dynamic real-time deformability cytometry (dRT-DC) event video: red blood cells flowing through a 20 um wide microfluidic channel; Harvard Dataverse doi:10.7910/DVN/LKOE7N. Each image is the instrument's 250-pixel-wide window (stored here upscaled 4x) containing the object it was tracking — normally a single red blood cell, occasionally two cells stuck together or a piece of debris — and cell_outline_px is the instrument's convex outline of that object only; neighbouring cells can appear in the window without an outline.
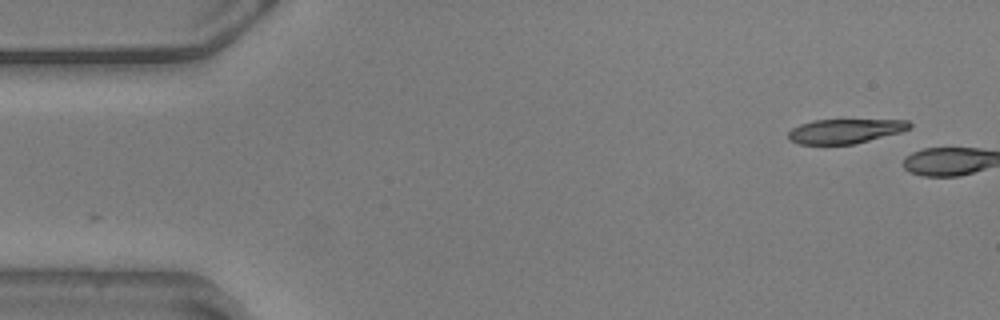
{"species": "common noctule bat (a hibernating species)", "species_latin": "Nyctalus noctula", "temperature_condition": "warm", "stored_images_in_passage": 2, "camera_frame_rate_fps": 3000, "um_per_image_px": 0.085, "animal": {"sex": "male", "body_mass_g": 20.5, "forearm_length_mm": 52.5}, "frame": {"image": 1, "passage_image": 1, "time_ms": 0.0, "image_size_px": [1000, 320], "cell_outline_px": [[912, 128], [900, 132], [852, 144], [800, 144], [788, 140], [788, 132], [792, 128], [800, 124], [812, 120], [908, 120], [912, 124]], "centroid_in_image_um": [71.81, 11.14], "position_along_channel_um": 13.2, "area_um2": 17.17}}